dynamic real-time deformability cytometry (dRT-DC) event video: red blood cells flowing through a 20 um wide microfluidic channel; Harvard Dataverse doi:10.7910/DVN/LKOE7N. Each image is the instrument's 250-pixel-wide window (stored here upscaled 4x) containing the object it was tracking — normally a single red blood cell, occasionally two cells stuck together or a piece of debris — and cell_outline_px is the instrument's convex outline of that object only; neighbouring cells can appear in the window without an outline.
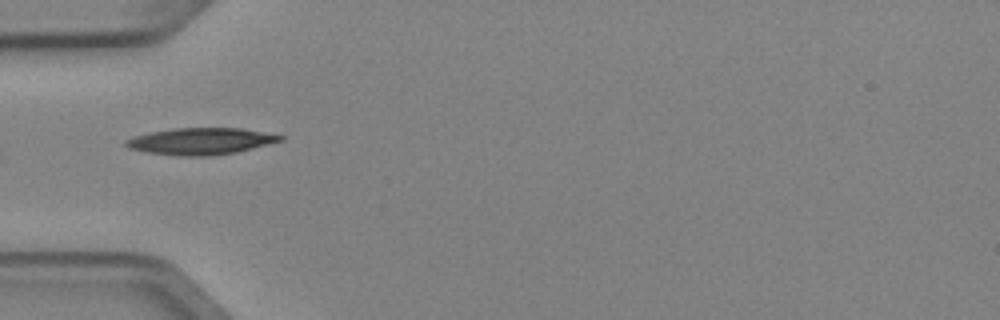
{"species": "Egyptian fruit bat (a non-hibernating species)", "species_latin": "Rousettus aegyptiacus", "temperature_condition": "cold", "stored_images_in_passage": 5, "camera_frame_rate_fps": 3000, "um_per_image_px": 0.085, "animal": {"sex": "female"}, "frame": {"image": 1, "passage_image": 5, "time_ms": 1.333, "image_size_px": [1000, 320], "cell_outline_px": [[284, 140], [236, 152], [212, 156], [180, 156], [144, 152], [128, 148], [124, 144], [124, 140], [132, 136], [148, 132], [172, 128], [240, 128], [284, 136]], "centroid_in_image_um": [16.98, 12.0], "position_along_channel_um": 68.0, "area_um2": 24.16}}